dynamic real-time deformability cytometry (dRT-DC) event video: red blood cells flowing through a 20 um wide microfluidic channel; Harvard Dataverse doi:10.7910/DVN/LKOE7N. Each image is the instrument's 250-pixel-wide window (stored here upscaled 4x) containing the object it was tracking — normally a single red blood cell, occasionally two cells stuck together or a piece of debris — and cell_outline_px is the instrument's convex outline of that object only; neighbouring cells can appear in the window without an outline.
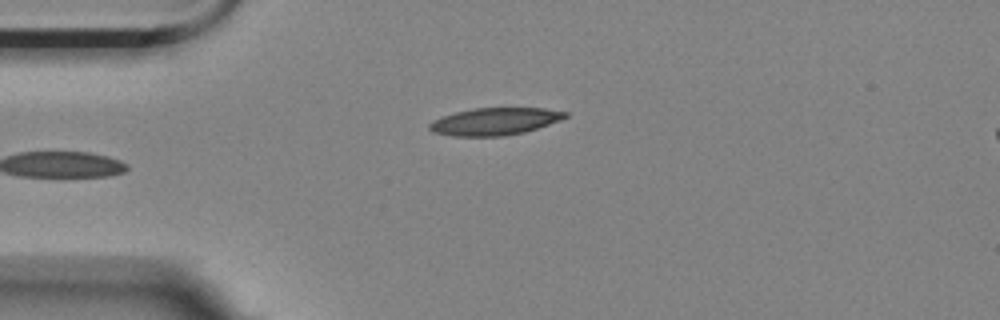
{"species": "Egyptian fruit bat (a non-hibernating species)", "species_latin": "Rousettus aegyptiacus", "temperature_condition": "room temperature", "stored_images_in_passage": 3, "camera_frame_rate_fps": 3000, "um_per_image_px": 0.085, "animal": {"sex": "female"}, "frame": {"image": 1, "passage_image": 3, "time_ms": 0.667, "image_size_px": [1000, 320], "cell_outline_px": [[568, 116], [560, 120], [524, 132], [504, 136], [452, 136], [432, 132], [428, 128], [428, 124], [432, 120], [440, 116], [472, 108], [544, 108], [568, 112]], "centroid_in_image_um": [42.0, 10.32], "position_along_channel_um": 43.0, "area_um2": 21.68}}